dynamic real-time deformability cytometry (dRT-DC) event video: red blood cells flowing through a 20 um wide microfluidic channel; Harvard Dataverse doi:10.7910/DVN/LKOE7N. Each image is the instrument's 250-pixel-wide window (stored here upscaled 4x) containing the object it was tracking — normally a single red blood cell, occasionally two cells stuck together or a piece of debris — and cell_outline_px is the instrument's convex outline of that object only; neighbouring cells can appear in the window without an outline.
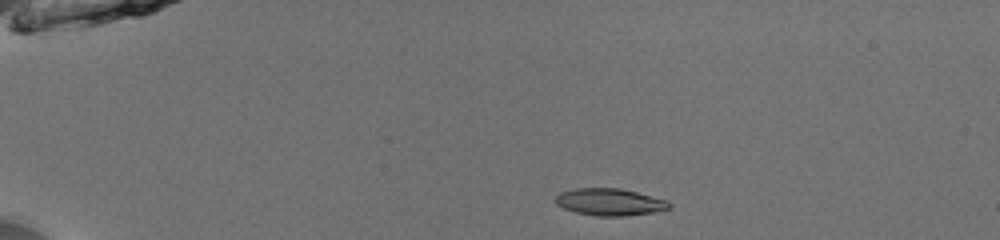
{"species": "common noctule bat (a hibernating species)", "species_latin": "Nyctalus noctula", "temperature_condition": "room temperature", "stored_images_in_passage": 42, "camera_frame_rate_fps": 3000, "um_per_image_px": 0.085, "animal": {"sex": "male", "body_mass_g": 13.0, "forearm_length_mm": 53.1}, "frame": {"image": 1, "passage_image": 1, "time_ms": 0.0, "image_size_px": [1000, 240], "cell_outline_px": [[672, 208], [656, 212], [624, 216], [596, 216], [576, 212], [564, 208], [556, 204], [552, 200], [560, 192], [576, 188], [620, 188], [668, 200], [672, 204]], "centroid_in_image_um": [51.84, 17.17], "position_along_channel_um": 33.2, "area_um2": 18.15}}
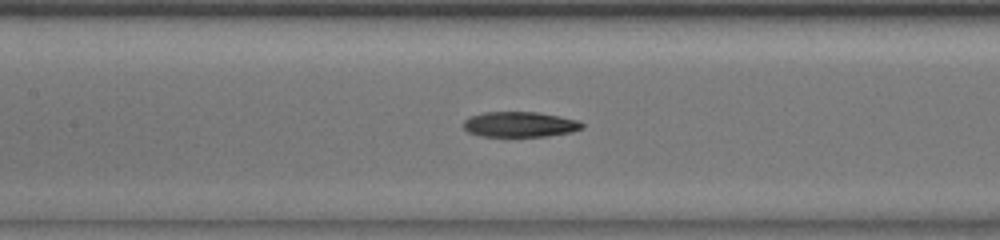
{"frame": {"image": 2, "passage_image": 16, "time_ms": 5.0, "image_size_px": [1000, 240], "cell_outline_px": [[584, 128], [572, 132], [548, 136], [480, 136], [468, 132], [464, 128], [464, 120], [468, 116], [484, 112], [536, 112], [560, 116], [576, 120], [584, 124]], "centroid_in_image_um": [44.18, 10.57], "position_along_channel_um": 163.2, "area_um2": 17.57}}
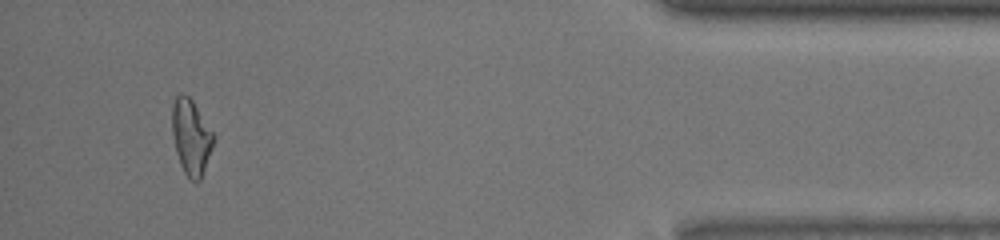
{"frame": {"image": 3, "passage_image": 39, "time_ms": 12.667, "image_size_px": [1000, 240], "cell_outline_px": [[216, 136], [212, 148], [200, 180], [192, 180], [184, 172], [180, 164], [176, 152], [172, 132], [172, 104], [176, 96], [180, 92], [188, 96], [192, 100]], "centroid_in_image_um": [16.24, 11.61], "position_along_channel_um": 419.0, "area_um2": 18.09}, "authors_computed_cell_mechanics": {"area_um2": 18.0914, "velocity_mm_per_s": 3.9698, "shape_relaxation_time_tau1_ms": 9.2021, "shape_relaxation_time_tau2_ms": null, "deformation_change_tau1": 0.2564, "deformation_change_tau2": null}}